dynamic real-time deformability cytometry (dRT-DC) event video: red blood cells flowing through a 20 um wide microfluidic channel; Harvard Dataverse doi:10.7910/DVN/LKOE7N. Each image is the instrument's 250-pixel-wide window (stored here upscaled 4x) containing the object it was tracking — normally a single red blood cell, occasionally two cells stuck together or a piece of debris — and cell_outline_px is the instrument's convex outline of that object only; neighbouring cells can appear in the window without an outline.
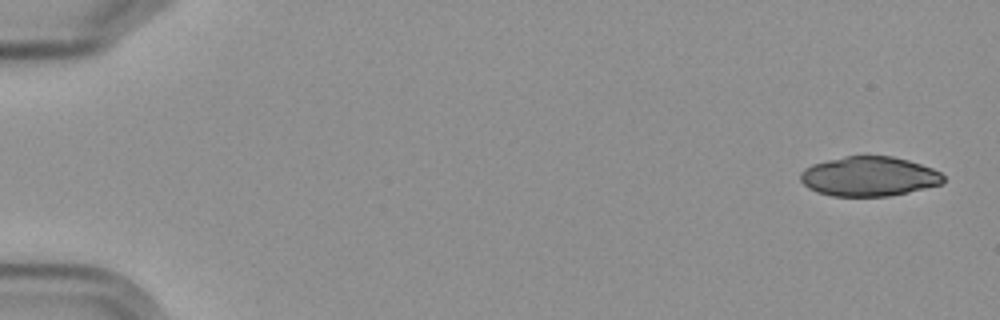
{"species": "Egyptian fruit bat (a non-hibernating species)", "species_latin": "Rousettus aegyptiacus", "temperature_condition": "cold", "stored_images_in_passage": 5, "camera_frame_rate_fps": 3000, "um_per_image_px": 0.085, "frame": {"image": 1, "passage_image": 1, "time_ms": 0.0, "image_size_px": [1000, 320], "cell_outline_px": [[944, 180], [940, 184], [908, 192], [888, 196], [832, 196], [816, 192], [808, 188], [800, 180], [800, 172], [804, 168], [812, 164], [844, 156], [892, 156], [908, 160], [932, 168], [940, 172], [944, 176]], "centroid_in_image_um": [73.83, 14.99], "position_along_channel_um": 11.2, "area_um2": 32.95}}